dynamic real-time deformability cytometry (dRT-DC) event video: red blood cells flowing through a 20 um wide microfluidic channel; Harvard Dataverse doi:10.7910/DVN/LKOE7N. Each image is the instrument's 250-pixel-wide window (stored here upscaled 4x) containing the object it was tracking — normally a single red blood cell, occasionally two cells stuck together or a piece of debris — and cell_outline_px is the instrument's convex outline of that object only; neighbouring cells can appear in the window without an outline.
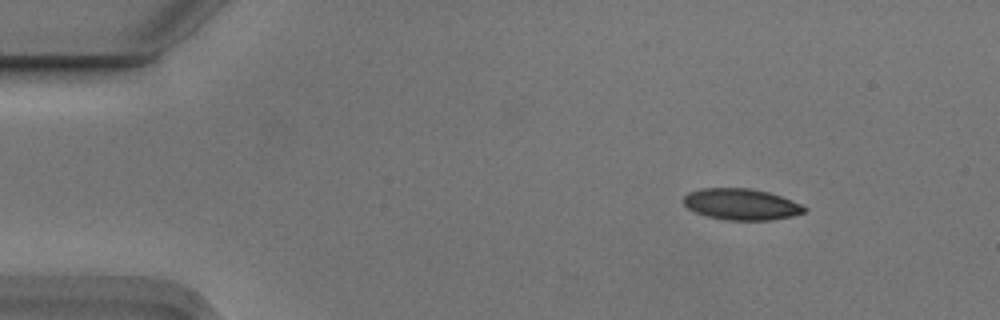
{"species": "Egyptian fruit bat (a non-hibernating species)", "species_latin": "Rousettus aegyptiacus", "temperature_condition": "cold", "stored_images_in_passage": 8, "camera_frame_rate_fps": 3000, "um_per_image_px": 0.085, "animal": {"sex": "male"}, "frame": {"image": 1, "passage_image": 1, "time_ms": 0.0, "image_size_px": [1000, 320], "cell_outline_px": [[808, 208], [804, 212], [792, 216], [772, 220], [724, 220], [708, 216], [696, 212], [688, 208], [684, 204], [684, 196], [688, 192], [700, 188], [752, 188], [768, 192], [780, 196], [800, 204]], "centroid_in_image_um": [62.99, 17.36], "position_along_channel_um": 22.0, "area_um2": 21.96}}
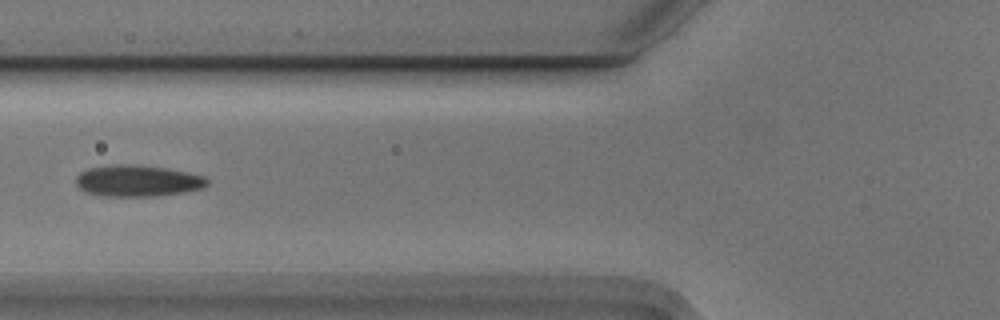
{"frame": {"image": 2, "passage_image": 5, "time_ms": 1.333, "image_size_px": [1000, 320], "cell_outline_px": [[208, 184], [200, 188], [184, 192], [156, 196], [100, 196], [84, 192], [76, 184], [76, 176], [80, 172], [88, 168], [116, 164], [136, 164], [164, 168], [188, 172], [204, 176], [208, 180]], "centroid_in_image_um": [11.66, 15.37], "position_along_channel_um": 114.1, "area_um2": 24.1}}
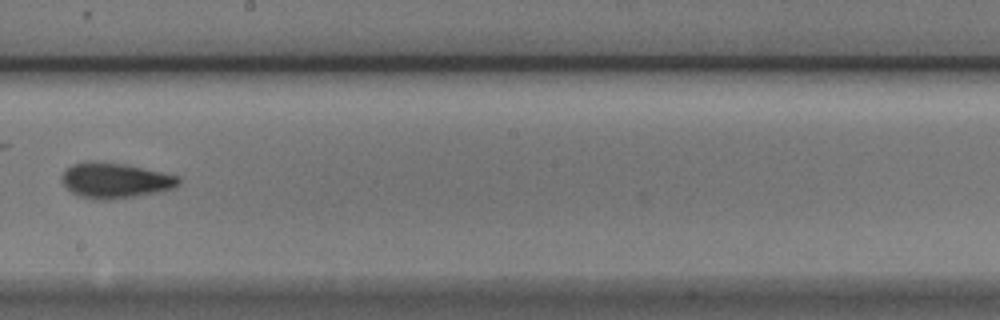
{"frame": {"image": 3, "passage_image": 8, "time_ms": 2.333, "image_size_px": [1000, 320], "cell_outline_px": [[180, 184], [176, 188], [160, 192], [136, 196], [108, 200], [96, 200], [80, 196], [72, 192], [60, 180], [64, 172], [72, 164], [128, 164], [180, 176]], "centroid_in_image_um": [9.89, 15.38], "position_along_channel_um": 238.3, "area_um2": 23.58}}